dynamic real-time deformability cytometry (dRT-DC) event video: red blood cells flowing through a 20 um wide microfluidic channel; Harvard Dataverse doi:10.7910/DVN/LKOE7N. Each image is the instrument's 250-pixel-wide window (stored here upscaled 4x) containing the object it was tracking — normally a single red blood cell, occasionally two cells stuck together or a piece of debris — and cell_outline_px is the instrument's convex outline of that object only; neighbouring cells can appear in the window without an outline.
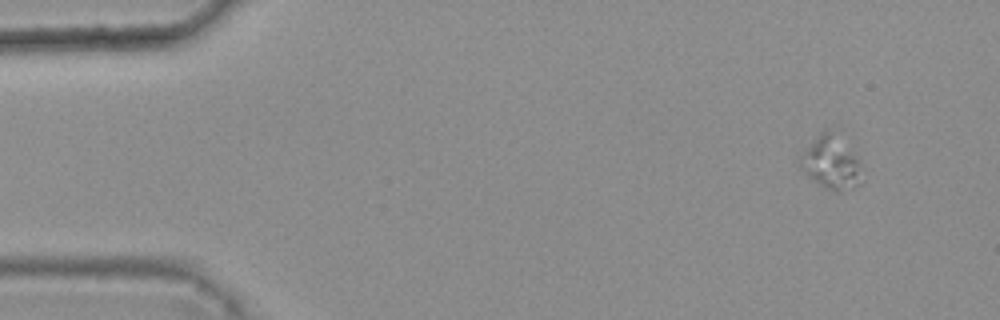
{"species": "common noctule bat (a hibernating species)", "species_latin": "Nyctalus noctula", "temperature_condition": "warm", "stored_images_in_passage": 5, "camera_frame_rate_fps": 3000, "um_per_image_px": 0.085, "animal": {"sex": "female", "body_mass_g": 25.1}, "frame": {"image": 1, "passage_image": 5, "time_ms": 1.333, "image_size_px": [1000, 320], "cell_outline_px": [[864, 168], [860, 184], [852, 188], [840, 192], [836, 192], [812, 180], [800, 168], [796, 160], [820, 132], [824, 128]], "centroid_in_image_um": [70.58, 13.93], "position_along_channel_um": 14.4, "area_um2": 18.09}}